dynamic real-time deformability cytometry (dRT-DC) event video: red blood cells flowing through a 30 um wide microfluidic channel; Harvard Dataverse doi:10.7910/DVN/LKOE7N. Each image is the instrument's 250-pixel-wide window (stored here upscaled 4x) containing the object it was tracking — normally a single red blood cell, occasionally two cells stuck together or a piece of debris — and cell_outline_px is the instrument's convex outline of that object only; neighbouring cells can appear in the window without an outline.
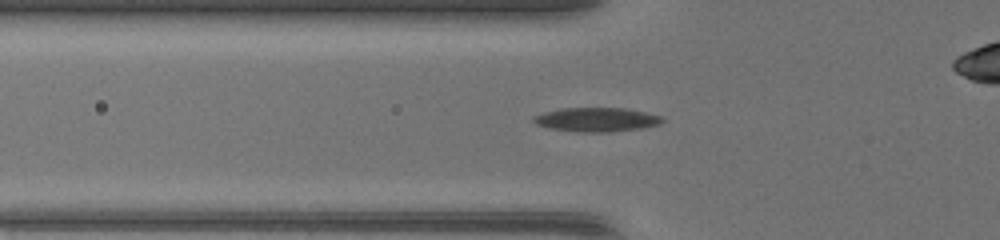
{"species": "common noctule bat (a hibernating species)", "species_latin": "Nyctalus noctula", "temperature_condition": "warm", "stored_images_in_passage": 50, "camera_frame_rate_fps": 3000, "um_per_image_px": 0.085, "animal": {"sex": "female", "body_mass_g": 17.0, "forearm_length_mm": 48.0}, "frame": {"image": 1, "passage_image": 18, "time_ms": 5.667, "image_size_px": [1000, 240], "cell_outline_px": [[664, 120], [660, 124], [640, 128], [608, 132], [580, 132], [548, 128], [536, 124], [532, 120], [532, 116], [544, 112], [560, 108], [624, 108], [644, 112], [660, 116]], "centroid_in_image_um": [50.65, 10.16], "position_along_channel_um": 75.1, "area_um2": 17.98}}
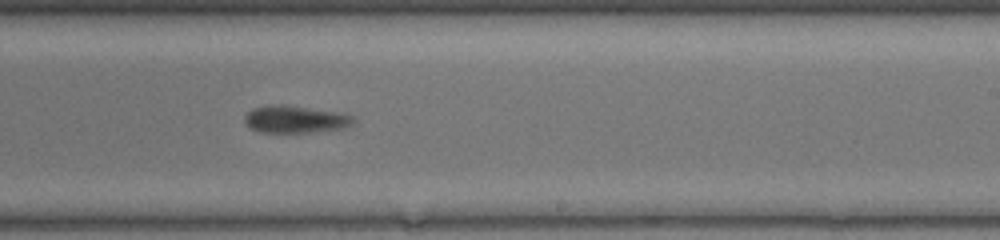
{"frame": {"image": 2, "passage_image": 31, "time_ms": 10.0, "image_size_px": [1000, 240], "cell_outline_px": [[352, 124], [344, 128], [308, 132], [260, 132], [244, 124], [244, 116], [252, 108], [280, 104], [340, 112], [352, 116]], "centroid_in_image_um": [25.06, 10.14], "position_along_channel_um": 263.9, "area_um2": 17.05}}
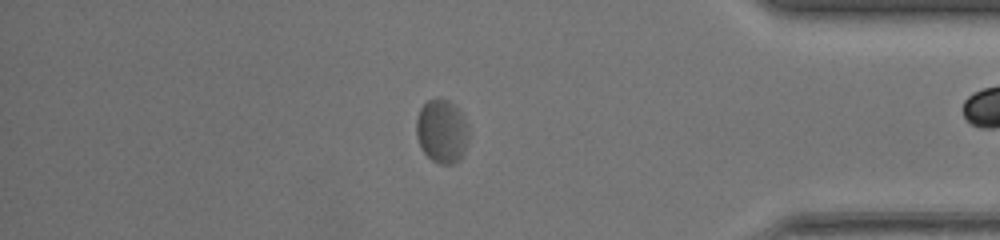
{"frame": {"image": 3, "passage_image": 42, "time_ms": 13.667, "image_size_px": [1000, 240], "cell_outline_px": [[468, 136], [464, 152], [460, 160], [452, 164], [440, 164], [432, 160], [424, 152], [416, 136], [416, 116], [420, 108], [428, 100], [448, 100], [464, 116], [468, 132]], "centroid_in_image_um": [37.54, 11.18], "position_along_channel_um": 397.7, "area_um2": 19.19}}